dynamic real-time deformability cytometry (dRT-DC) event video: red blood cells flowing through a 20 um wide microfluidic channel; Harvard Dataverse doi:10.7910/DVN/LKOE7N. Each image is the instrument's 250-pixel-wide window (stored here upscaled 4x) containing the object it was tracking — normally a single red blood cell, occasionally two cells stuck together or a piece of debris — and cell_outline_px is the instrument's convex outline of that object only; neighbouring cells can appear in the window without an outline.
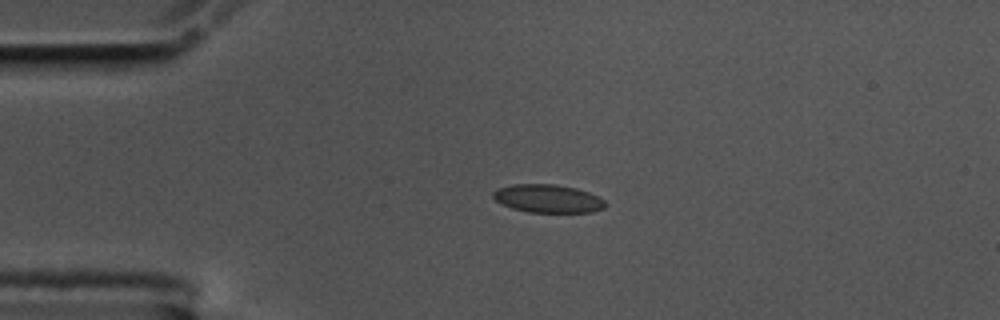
{"species": "common noctule bat (a hibernating species)", "species_latin": "Nyctalus noctula", "temperature_condition": "cold", "stored_images_in_passage": 25, "camera_frame_rate_fps": 3000, "um_per_image_px": 0.085, "animal": {"sex": "male", "body_mass_g": 17.5, "forearm_length_mm": 52.3}, "frame": {"image": 1, "passage_image": 1, "time_ms": 0.0, "image_size_px": [1000, 320], "cell_outline_px": [[608, 204], [604, 208], [592, 212], [528, 212], [512, 208], [496, 200], [492, 196], [492, 192], [496, 188], [512, 184], [556, 184], [576, 188], [588, 192], [604, 200]], "centroid_in_image_um": [46.56, 16.87], "position_along_channel_um": 38.4, "area_um2": 18.44}}
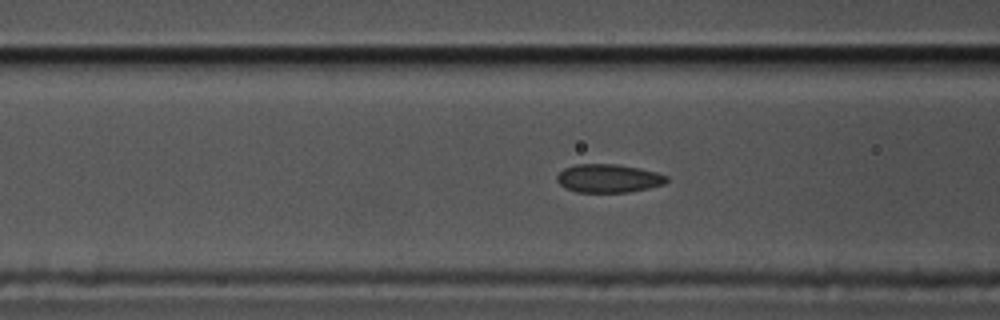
{"frame": {"image": 2, "passage_image": 10, "time_ms": 3.0, "image_size_px": [1000, 320], "cell_outline_px": [[668, 180], [664, 184], [648, 188], [628, 192], [576, 192], [564, 188], [556, 180], [556, 176], [564, 168], [576, 164], [616, 164], [640, 168], [656, 172], [668, 176]], "centroid_in_image_um": [51.7, 15.16], "position_along_channel_um": 114.9, "area_um2": 18.21}}
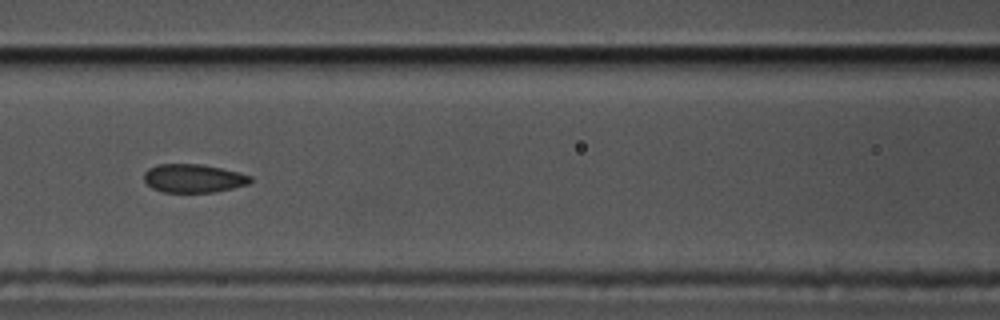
{"frame": {"image": 3, "passage_image": 13, "time_ms": 4.0, "image_size_px": [1000, 320], "cell_outline_px": [[252, 180], [248, 184], [216, 192], [164, 192], [152, 188], [144, 180], [144, 172], [148, 168], [156, 164], [200, 164], [220, 168], [252, 176]], "centroid_in_image_um": [16.41, 15.15], "position_along_channel_um": 150.2, "area_um2": 17.57}}